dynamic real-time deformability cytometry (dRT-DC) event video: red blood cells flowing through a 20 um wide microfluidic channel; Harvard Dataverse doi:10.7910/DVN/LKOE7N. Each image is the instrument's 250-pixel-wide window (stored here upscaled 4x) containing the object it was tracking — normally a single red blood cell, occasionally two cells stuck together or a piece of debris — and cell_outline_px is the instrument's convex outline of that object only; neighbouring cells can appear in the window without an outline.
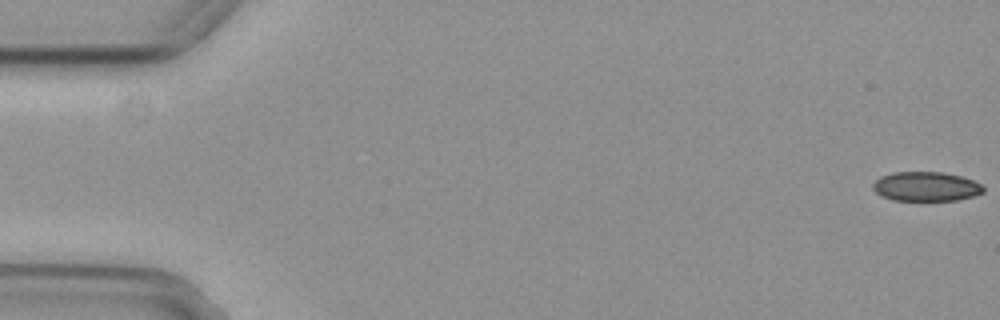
{"species": "common noctule bat (a hibernating species)", "species_latin": "Nyctalus noctula", "temperature_condition": "cold", "stored_images_in_passage": 56, "camera_frame_rate_fps": 3000, "um_per_image_px": 0.085, "animal": {"sex": "female", "body_mass_g": 29.2, "forearm_length_mm": 56.3}, "frame": {"image": 1, "passage_image": 1, "time_ms": 0.0, "image_size_px": [1000, 320], "cell_outline_px": [[984, 192], [972, 196], [956, 200], [892, 200], [880, 196], [872, 188], [872, 184], [880, 176], [892, 172], [940, 172], [960, 176], [972, 180], [980, 184], [984, 188]], "centroid_in_image_um": [78.66, 15.85], "position_along_channel_um": 6.3, "area_um2": 18.84}}
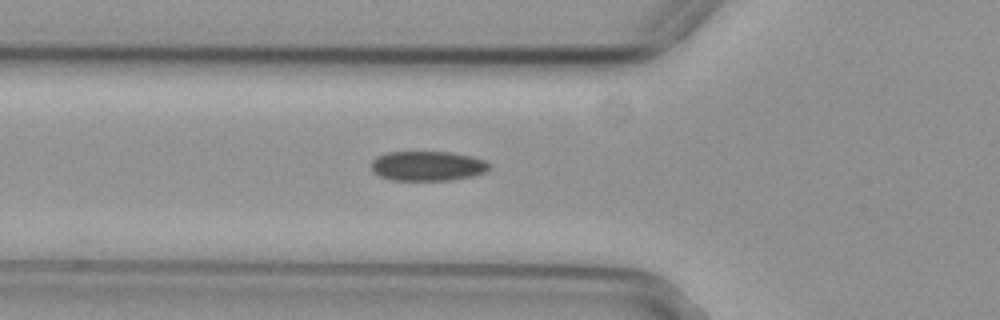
{"frame": {"image": 2, "passage_image": 20, "time_ms": 6.333, "image_size_px": [1000, 320], "cell_outline_px": [[488, 168], [484, 172], [472, 176], [448, 180], [392, 180], [380, 176], [372, 172], [372, 160], [376, 156], [388, 152], [452, 152], [472, 156], [484, 160], [488, 164]], "centroid_in_image_um": [36.3, 14.1], "position_along_channel_um": 89.5, "area_um2": 20.35}}
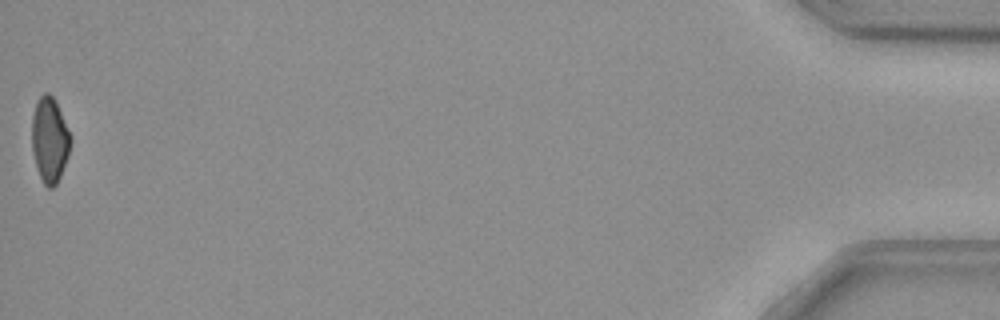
{"frame": {"image": 3, "passage_image": 56, "time_ms": 18.333, "image_size_px": [1000, 320], "cell_outline_px": [[68, 156], [60, 176], [56, 184], [52, 188], [48, 188], [44, 184], [40, 176], [36, 164], [32, 148], [32, 116], [36, 100], [44, 92], [48, 92], [56, 100], [68, 132]], "centroid_in_image_um": [4.18, 11.85], "position_along_channel_um": 431.0, "area_um2": 18.67}, "authors_computed_cell_mechanics": {"area_um2": 20.519, "velocity_mm_per_s": 3.7204, "shape_relaxation_time_tau1_ms": 4.672, "shape_relaxation_time_tau2_ms": 7.7987, "deformation_change_tau1": 0.103, "deformation_change_tau2": 0.1035}}